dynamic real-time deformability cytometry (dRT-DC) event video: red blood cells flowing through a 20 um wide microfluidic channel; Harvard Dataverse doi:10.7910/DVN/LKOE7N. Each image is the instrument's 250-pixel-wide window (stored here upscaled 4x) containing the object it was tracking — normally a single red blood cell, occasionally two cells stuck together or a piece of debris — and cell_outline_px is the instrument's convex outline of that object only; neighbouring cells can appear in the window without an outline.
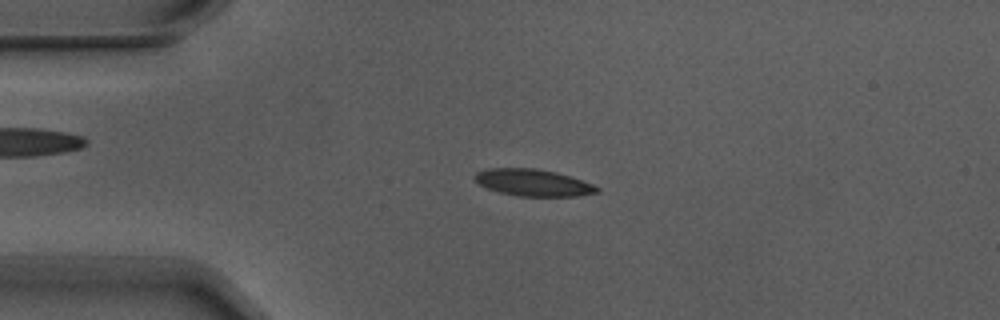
{"species": "Egyptian fruit bat (a non-hibernating species)", "species_latin": "Rousettus aegyptiacus", "temperature_condition": "warm", "stored_images_in_passage": 4, "camera_frame_rate_fps": 3000, "um_per_image_px": 0.085, "animal": {"sex": "male"}, "frame": {"image": 1, "passage_image": 3, "time_ms": 0.667, "image_size_px": [1000, 320], "cell_outline_px": [[600, 192], [580, 196], [516, 196], [500, 192], [488, 188], [480, 184], [472, 176], [476, 172], [488, 168], [536, 168], [556, 172], [592, 184], [600, 188]], "centroid_in_image_um": [45.31, 15.52], "position_along_channel_um": 39.7, "area_um2": 19.07}}